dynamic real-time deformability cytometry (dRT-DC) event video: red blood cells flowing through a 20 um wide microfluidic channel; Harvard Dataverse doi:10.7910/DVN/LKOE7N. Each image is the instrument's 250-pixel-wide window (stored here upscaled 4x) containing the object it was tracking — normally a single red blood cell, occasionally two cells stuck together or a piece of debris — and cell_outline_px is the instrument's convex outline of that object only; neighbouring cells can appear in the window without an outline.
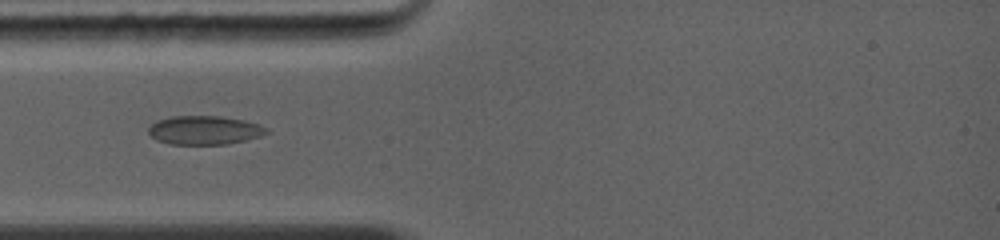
{"species": "common noctule bat (a hibernating species)", "species_latin": "Nyctalus noctula", "temperature_condition": "warm", "stored_images_in_passage": 5, "camera_frame_rate_fps": 5000, "um_per_image_px": 0.085, "animal": {"sex": "female", "body_mass_g": 19.0, "forearm_length_mm": 56.7}, "frame": {"image": 1, "passage_image": 3, "time_ms": 2.2, "image_size_px": [1000, 240], "cell_outline_px": [[268, 132], [260, 136], [244, 140], [224, 144], [172, 144], [160, 140], [152, 136], [148, 132], [148, 128], [156, 120], [172, 116], [220, 116], [244, 120], [256, 124], [264, 128]], "centroid_in_image_um": [17.34, 11.05], "position_along_channel_um": 67.7, "area_um2": 19.36}}
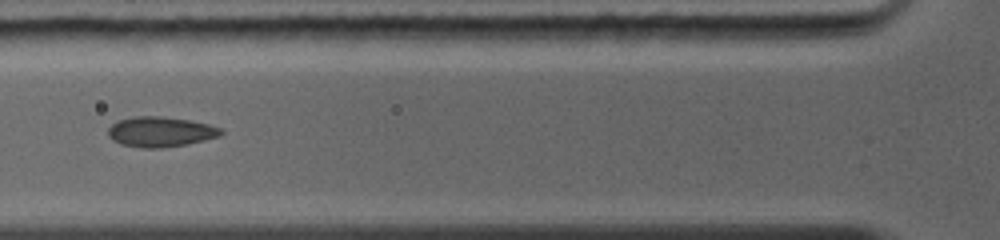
{"frame": {"image": 2, "passage_image": 4, "time_ms": 3.2, "image_size_px": [1000, 240], "cell_outline_px": [[224, 132], [216, 136], [184, 144], [152, 148], [148, 148], [124, 144], [116, 140], [108, 132], [108, 128], [112, 124], [120, 120], [136, 116], [164, 116], [188, 120], [208, 124], [220, 128]], "centroid_in_image_um": [13.64, 11.17], "position_along_channel_um": 112.2, "area_um2": 18.96}}
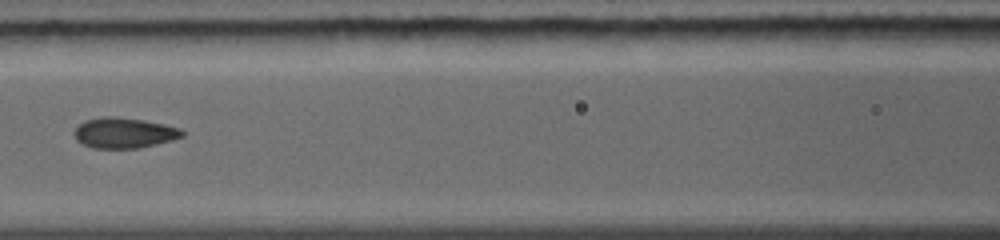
{"frame": {"image": 3, "passage_image": 5, "time_ms": 4.2, "image_size_px": [1000, 240], "cell_outline_px": [[184, 136], [136, 148], [96, 148], [84, 144], [76, 140], [76, 128], [84, 120], [104, 116], [116, 116], [144, 120], [164, 124], [180, 128], [184, 132]], "centroid_in_image_um": [10.54, 11.27], "position_along_channel_um": 156.1, "area_um2": 18.79}}